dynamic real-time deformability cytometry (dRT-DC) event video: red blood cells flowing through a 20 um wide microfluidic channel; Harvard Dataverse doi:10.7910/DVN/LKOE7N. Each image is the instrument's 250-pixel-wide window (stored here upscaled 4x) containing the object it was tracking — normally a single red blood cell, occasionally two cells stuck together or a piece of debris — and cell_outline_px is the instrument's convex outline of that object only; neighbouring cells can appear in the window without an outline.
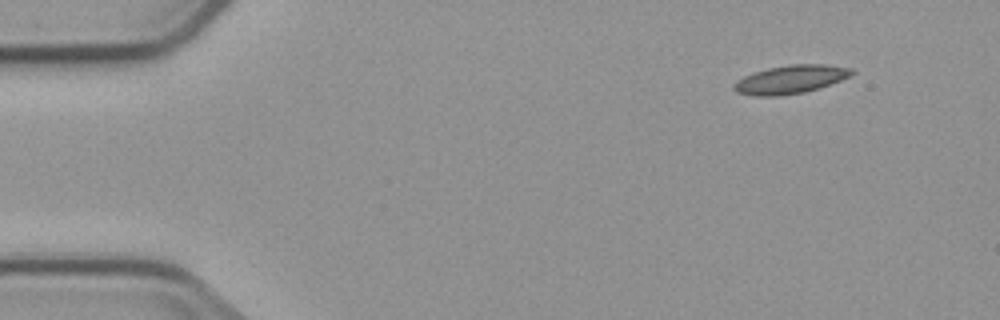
{"species": "common noctule bat (a hibernating species)", "species_latin": "Nyctalus noctula", "temperature_condition": "cold", "stored_images_in_passage": 2, "camera_frame_rate_fps": 3000, "um_per_image_px": 0.085, "animal": {"sex": "male", "body_mass_g": 23.1, "forearm_length_mm": 52.7}, "frame": {"image": 1, "passage_image": 2, "time_ms": 1.333, "image_size_px": [1000, 320], "cell_outline_px": [[856, 72], [840, 80], [820, 88], [804, 92], [776, 96], [752, 96], [736, 92], [732, 88], [732, 84], [736, 80], [752, 72], [768, 68], [792, 64], [824, 64], [852, 68]], "centroid_in_image_um": [67.15, 6.75], "position_along_channel_um": 17.9, "area_um2": 19.59}}